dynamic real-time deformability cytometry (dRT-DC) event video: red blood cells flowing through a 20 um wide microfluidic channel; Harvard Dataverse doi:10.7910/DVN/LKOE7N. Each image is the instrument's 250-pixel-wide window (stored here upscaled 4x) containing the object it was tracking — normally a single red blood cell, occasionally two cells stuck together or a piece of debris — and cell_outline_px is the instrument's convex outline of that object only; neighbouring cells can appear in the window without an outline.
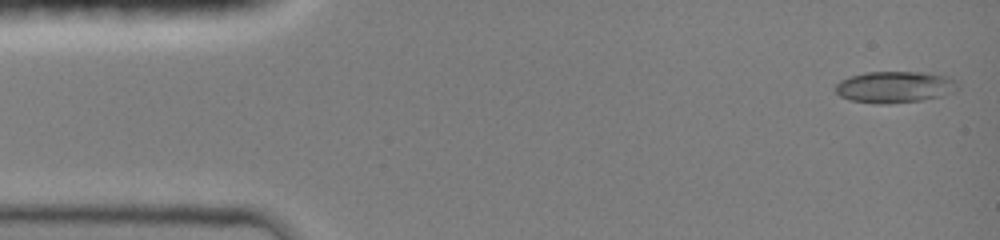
{"species": "common noctule bat (a hibernating species)", "species_latin": "Nyctalus noctula", "temperature_condition": "room temperature", "stored_images_in_passage": 16, "camera_frame_rate_fps": 3000, "um_per_image_px": 0.085, "animal": {"sex": "female", "body_mass_g": 19.0, "forearm_length_mm": 51.5}, "frame": {"image": 1, "passage_image": 1, "time_ms": 0.0, "image_size_px": [1000, 240], "cell_outline_px": [[960, 88], [956, 92], [944, 96], [920, 100], [888, 104], [880, 104], [852, 100], [840, 96], [836, 92], [836, 84], [840, 80], [848, 76], [864, 72], [920, 72], [944, 76], [952, 80]], "centroid_in_image_um": [76.04, 7.4], "position_along_channel_um": 9.0, "area_um2": 22.43}}
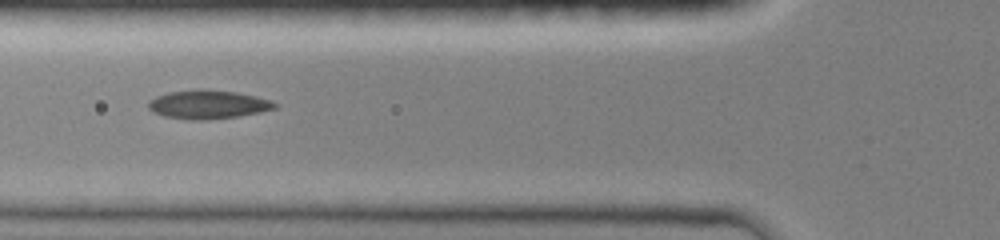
{"frame": {"image": 2, "passage_image": 14, "time_ms": 5.0, "image_size_px": [1000, 240], "cell_outline_px": [[276, 108], [260, 112], [240, 116], [208, 120], [192, 120], [164, 116], [148, 108], [148, 100], [156, 96], [168, 92], [200, 88], [204, 88], [236, 92], [256, 96], [272, 100], [276, 104]], "centroid_in_image_um": [17.68, 8.87], "position_along_channel_um": 108.1, "area_um2": 21.33}}
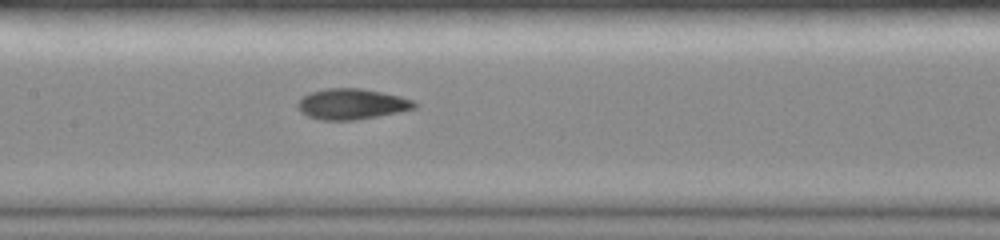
{"frame": {"image": 3, "passage_image": 16, "time_ms": 6.667, "image_size_px": [1000, 240], "cell_outline_px": [[416, 108], [356, 120], [320, 120], [308, 116], [300, 112], [296, 104], [304, 96], [312, 92], [324, 88], [360, 88], [400, 96], [412, 100], [416, 104]], "centroid_in_image_um": [29.86, 8.84], "position_along_channel_um": 177.5, "area_um2": 20.63}}